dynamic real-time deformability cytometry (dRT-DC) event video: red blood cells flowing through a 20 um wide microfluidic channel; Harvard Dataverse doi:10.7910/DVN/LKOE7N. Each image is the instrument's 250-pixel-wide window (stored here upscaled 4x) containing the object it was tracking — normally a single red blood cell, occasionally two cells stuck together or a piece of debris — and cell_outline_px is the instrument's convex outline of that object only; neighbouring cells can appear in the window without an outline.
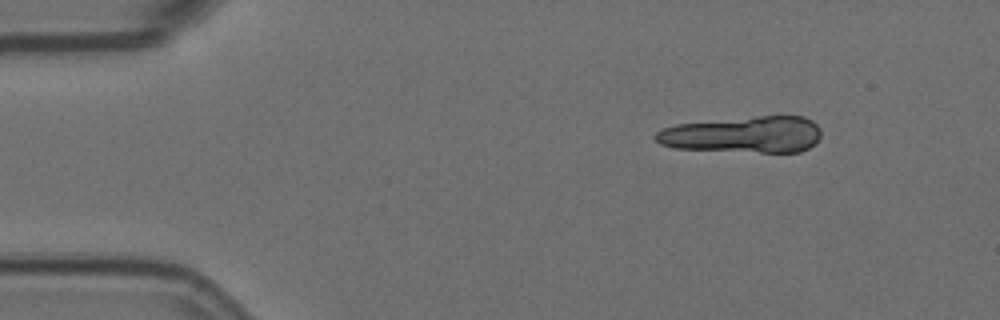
{"species": "Egyptian fruit bat (a non-hibernating species)", "species_latin": "Rousettus aegyptiacus", "temperature_condition": "room temperature", "stored_images_in_passage": 5, "segment_of_instrument_passage": [1, 2], "camera_frame_rate_fps": 3000, "um_per_image_px": 0.085, "animal": {"sex": "female"}, "frame": {"image": 1, "passage_image": 1, "time_ms": 0.0, "image_size_px": [1000, 320], "cell_outline_px": [[820, 136], [816, 144], [800, 152], [760, 152], [676, 148], [660, 144], [652, 136], [656, 132], [664, 128], [676, 124], [756, 116], [804, 116], [812, 120], [820, 128]], "centroid_in_image_um": [63.22, 11.43], "position_along_channel_um": 21.8, "area_um2": 35.2}}